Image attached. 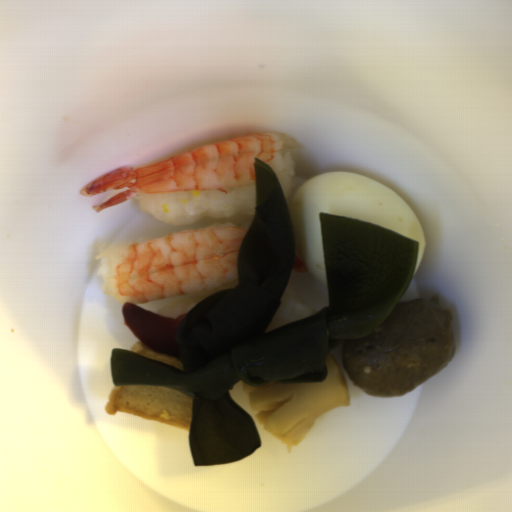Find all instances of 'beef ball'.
<instances>
[{"label": "beef ball", "instance_id": "1", "mask_svg": "<svg viewBox=\"0 0 512 512\" xmlns=\"http://www.w3.org/2000/svg\"><path fill=\"white\" fill-rule=\"evenodd\" d=\"M451 317L438 295L399 301L371 333L343 341L350 381L375 397L413 391L451 360Z\"/></svg>", "mask_w": 512, "mask_h": 512}]
</instances>
